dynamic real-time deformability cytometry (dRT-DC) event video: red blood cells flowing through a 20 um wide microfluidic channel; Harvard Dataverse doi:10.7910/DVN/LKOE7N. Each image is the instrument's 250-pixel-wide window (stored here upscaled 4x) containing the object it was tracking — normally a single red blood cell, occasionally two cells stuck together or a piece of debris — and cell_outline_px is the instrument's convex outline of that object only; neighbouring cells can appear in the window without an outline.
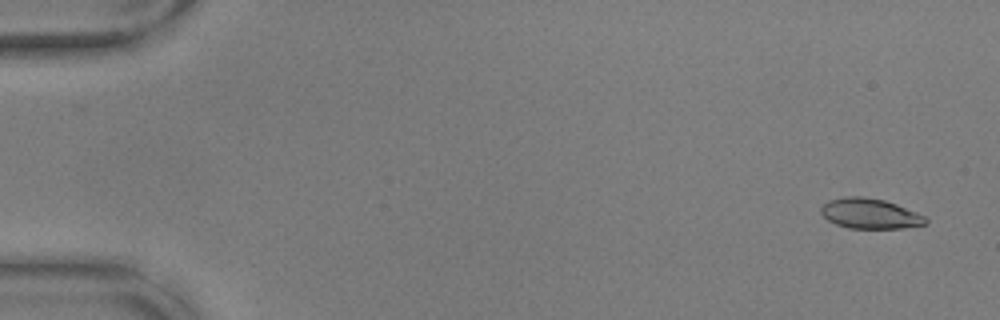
{"species": "common noctule bat (a hibernating species)", "species_latin": "Nyctalus noctula", "temperature_condition": "warm", "stored_images_in_passage": 56, "camera_frame_rate_fps": 3000, "um_per_image_px": 0.085, "animal": {"sex": "male", "body_mass_g": 17.9, "forearm_length_mm": 54.2}, "frame": {"image": 1, "passage_image": 3, "time_ms": 0.667, "image_size_px": [1000, 320], "cell_outline_px": [[928, 224], [904, 228], [848, 228], [836, 224], [828, 220], [820, 212], [820, 208], [828, 200], [844, 196], [864, 196], [884, 200], [896, 204], [916, 212], [924, 216], [928, 220]], "centroid_in_image_um": [73.94, 18.15], "position_along_channel_um": 11.1, "area_um2": 18.5}}
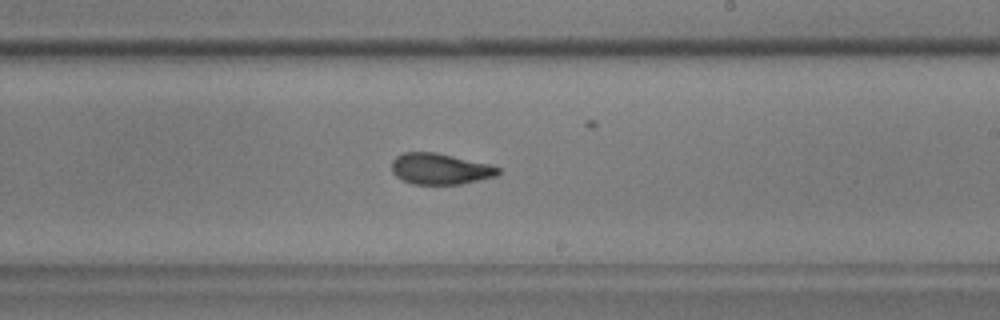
{"frame": {"image": 2, "passage_image": 34, "time_ms": 11.0, "image_size_px": [1000, 320], "cell_outline_px": [[500, 172], [496, 176], [460, 184], [412, 184], [396, 176], [392, 172], [392, 160], [396, 156], [404, 152], [436, 152], [488, 164], [500, 168]], "centroid_in_image_um": [37.38, 14.35], "position_along_channel_um": 251.6, "area_um2": 19.13}}
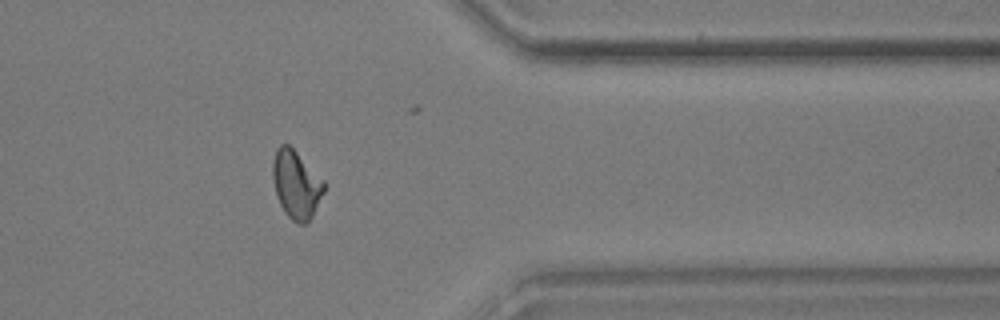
{"frame": {"image": 3, "passage_image": 46, "time_ms": 15.0, "image_size_px": [1000, 320], "cell_outline_px": [[324, 192], [312, 216], [304, 224], [296, 224], [284, 212], [276, 196], [272, 176], [272, 164], [276, 148], [280, 144], [288, 144], [324, 180]], "centroid_in_image_um": [25.15, 15.69], "position_along_channel_um": 386.2, "area_um2": 20.23}, "authors_computed_cell_mechanics": {"area_um2": 19.5653, "velocity_mm_per_s": 3.6585, "shape_relaxation_time_tau1_ms": 7.7806, "shape_relaxation_time_tau2_ms": 1.5423, "deformation_change_tau1": 0.1991, "deformation_change_tau2": 0.0829}}